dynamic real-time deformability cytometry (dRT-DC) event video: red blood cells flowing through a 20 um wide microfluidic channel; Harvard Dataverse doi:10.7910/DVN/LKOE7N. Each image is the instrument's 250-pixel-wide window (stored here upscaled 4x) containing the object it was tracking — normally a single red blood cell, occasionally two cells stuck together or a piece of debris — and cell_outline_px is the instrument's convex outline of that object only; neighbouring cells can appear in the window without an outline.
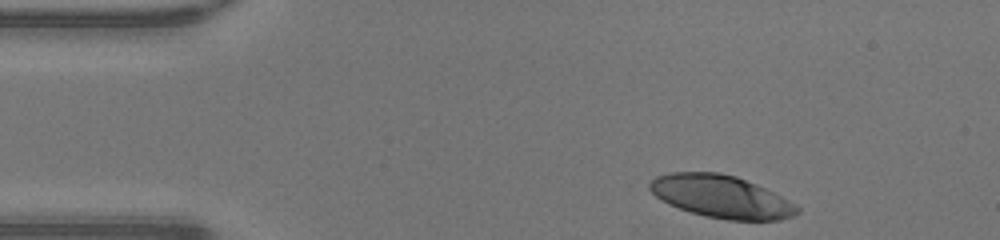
{"species": "human", "species_latin": "Homo sapiens", "temperature_condition": "warm", "stored_images_in_passage": 33, "camera_frame_rate_fps": 3000, "um_per_image_px": 0.085, "donor": {"sex": "male"}, "frame": {"image": 1, "passage_image": 1, "time_ms": 0.0, "image_size_px": [1000, 240], "cell_outline_px": [[800, 212], [792, 216], [780, 220], [728, 220], [704, 216], [668, 204], [656, 196], [648, 188], [648, 184], [656, 176], [672, 172], [720, 172], [736, 176], [756, 184], [796, 204], [800, 208]], "centroid_in_image_um": [61.3, 16.71], "position_along_channel_um": 23.7, "area_um2": 36.47}}
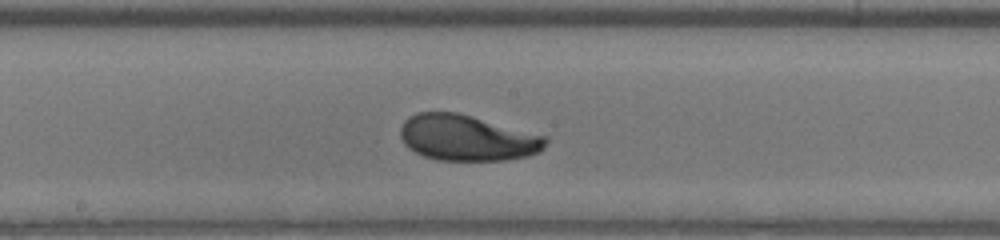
{"frame": {"image": 2, "passage_image": 19, "time_ms": 6.0, "image_size_px": [1000, 240], "cell_outline_px": [[548, 140], [544, 148], [540, 152], [528, 156], [504, 160], [436, 160], [424, 156], [408, 148], [404, 144], [400, 136], [400, 128], [404, 120], [408, 116], [416, 112], [456, 112], [472, 116], [548, 136]], "centroid_in_image_um": [39.71, 11.71], "position_along_channel_um": 208.5, "area_um2": 39.07}}
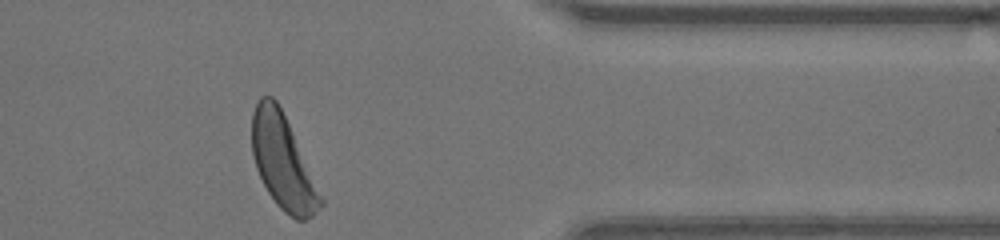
{"frame": {"image": 3, "passage_image": 33, "time_ms": 10.667, "image_size_px": [1000, 240], "cell_outline_px": [[324, 204], [312, 216], [304, 220], [296, 220], [284, 212], [276, 204], [268, 192], [256, 168], [252, 156], [252, 112], [260, 96], [272, 96], [276, 100], [292, 132], [324, 200]], "centroid_in_image_um": [24.02, 13.79], "position_along_channel_um": 387.4, "area_um2": 37.05}, "authors_computed_cell_mechanics": {"area_um2": 38.148, "velocity_mm_per_s": 4.2937, "shape_relaxation_time_tau1_ms": 2.1752, "shape_relaxation_time_tau2_ms": 3.3448, "deformation_change_tau1": 0.161, "deformation_change_tau2": 0.0981}}